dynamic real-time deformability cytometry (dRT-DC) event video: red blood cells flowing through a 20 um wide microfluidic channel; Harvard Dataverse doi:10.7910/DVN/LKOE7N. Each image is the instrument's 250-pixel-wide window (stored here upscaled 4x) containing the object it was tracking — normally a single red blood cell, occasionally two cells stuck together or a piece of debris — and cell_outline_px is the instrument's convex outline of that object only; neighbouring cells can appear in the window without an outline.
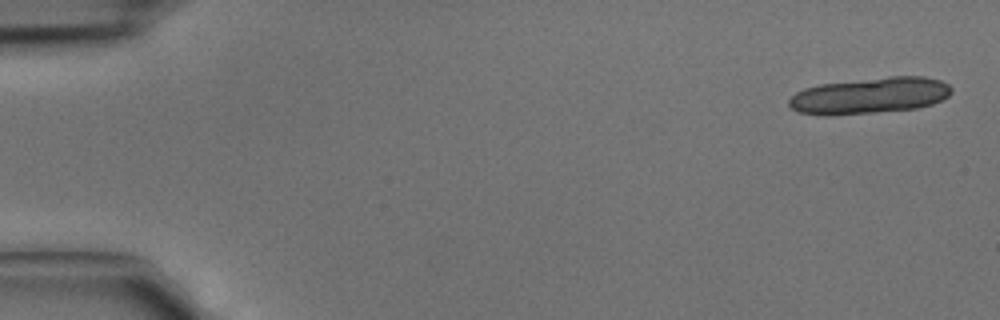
{"species": "common noctule bat (a hibernating species)", "species_latin": "Nyctalus noctula", "temperature_condition": "cold", "stored_images_in_passage": 7, "camera_frame_rate_fps": 3000, "um_per_image_px": 0.085, "animal": {"sex": "male", "body_mass_g": 15.6}, "frame": {"image": 1, "passage_image": 1, "time_ms": 0.0, "image_size_px": [1000, 320], "cell_outline_px": [[952, 92], [948, 96], [932, 104], [916, 108], [828, 116], [824, 116], [796, 112], [788, 104], [788, 100], [796, 92], [804, 88], [820, 84], [888, 76], [924, 76], [940, 80], [948, 84], [952, 88]], "centroid_in_image_um": [73.9, 8.12], "position_along_channel_um": 11.1, "area_um2": 34.39}}